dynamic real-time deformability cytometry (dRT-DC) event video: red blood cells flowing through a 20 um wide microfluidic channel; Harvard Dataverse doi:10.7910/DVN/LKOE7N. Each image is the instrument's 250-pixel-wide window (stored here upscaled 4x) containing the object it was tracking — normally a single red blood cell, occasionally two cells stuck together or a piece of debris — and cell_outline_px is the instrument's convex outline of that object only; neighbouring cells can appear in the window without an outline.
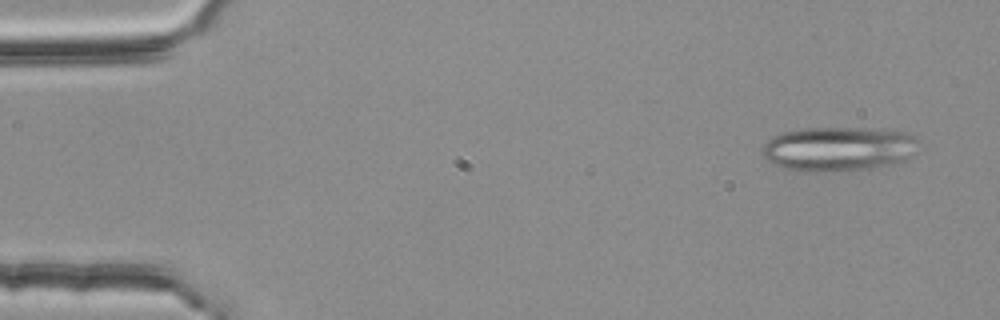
{"species": "common noctule bat (a hibernating species)", "species_latin": "Nyctalus noctula", "temperature_condition": "room temperature", "stored_images_in_passage": 4, "camera_frame_rate_fps": 3000, "um_per_image_px": 0.085, "animal": {"sex": "female", "body_mass_g": 25.1}, "frame": {"image": 1, "passage_image": 1, "time_ms": 0.0, "image_size_px": [1000, 320], "cell_outline_px": [[920, 140], [916, 152], [912, 156], [904, 160], [876, 168], [832, 172], [812, 172], [780, 168], [768, 160], [764, 156], [760, 148], [772, 136], [784, 132], [804, 128], [864, 128], [904, 132], [916, 136]], "centroid_in_image_um": [71.28, 12.66], "position_along_channel_um": 13.7, "area_um2": 40.98}}